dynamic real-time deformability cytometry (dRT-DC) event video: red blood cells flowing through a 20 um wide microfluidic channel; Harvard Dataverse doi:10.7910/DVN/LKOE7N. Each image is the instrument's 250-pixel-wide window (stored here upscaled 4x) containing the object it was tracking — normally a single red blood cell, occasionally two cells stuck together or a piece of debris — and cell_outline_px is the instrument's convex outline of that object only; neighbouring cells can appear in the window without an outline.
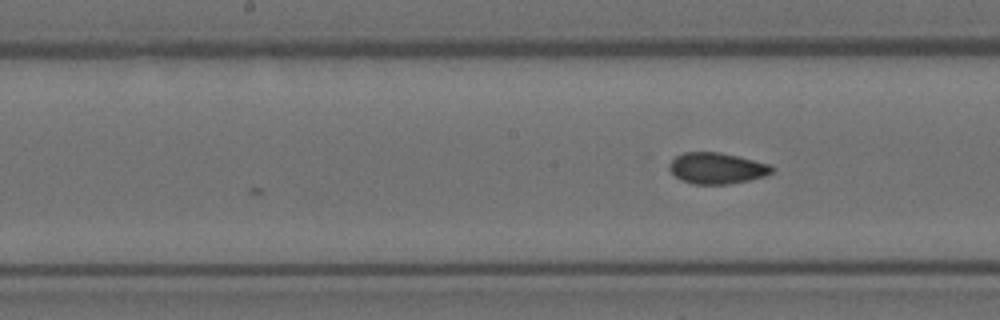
{"species": "Egyptian fruit bat (a non-hibernating species)", "species_latin": "Rousettus aegyptiacus", "temperature_condition": "room temperature", "stored_images_in_passage": 5, "camera_frame_rate_fps": 3000, "um_per_image_px": 0.085, "animal": {"sex": "female"}, "frame": {"image": 1, "passage_image": 5, "time_ms": 1.333, "image_size_px": [1000, 320], "cell_outline_px": [[776, 168], [772, 172], [764, 176], [748, 180], [728, 184], [692, 184], [680, 180], [668, 168], [668, 164], [676, 156], [684, 152], [720, 152], [768, 164]], "centroid_in_image_um": [60.9, 14.3], "position_along_channel_um": 187.3, "area_um2": 18.5}}